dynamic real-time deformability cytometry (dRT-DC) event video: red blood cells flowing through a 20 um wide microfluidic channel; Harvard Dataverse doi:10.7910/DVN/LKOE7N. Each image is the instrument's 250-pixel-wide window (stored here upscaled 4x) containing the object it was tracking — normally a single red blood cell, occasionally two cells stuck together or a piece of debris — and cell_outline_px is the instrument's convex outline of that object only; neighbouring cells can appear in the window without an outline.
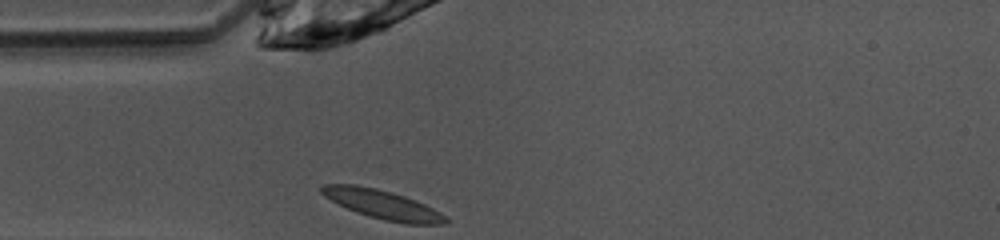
{"species": "common noctule bat (a hibernating species)", "species_latin": "Nyctalus noctula", "temperature_condition": "warm", "stored_images_in_passage": 27, "camera_frame_rate_fps": 3000, "um_per_image_px": 0.085, "animal": {"sex": "female", "body_mass_g": 10.0, "forearm_length_mm": 53.1}, "frame": {"image": 1, "passage_image": 1, "time_ms": 0.0, "image_size_px": [1000, 240], "cell_outline_px": [[448, 220], [444, 224], [404, 224], [384, 220], [368, 216], [356, 212], [324, 196], [320, 192], [320, 188], [324, 184], [356, 184], [376, 188], [392, 192], [416, 200], [440, 212]], "centroid_in_image_um": [32.5, 17.37], "position_along_channel_um": 52.5, "area_um2": 20.81}}
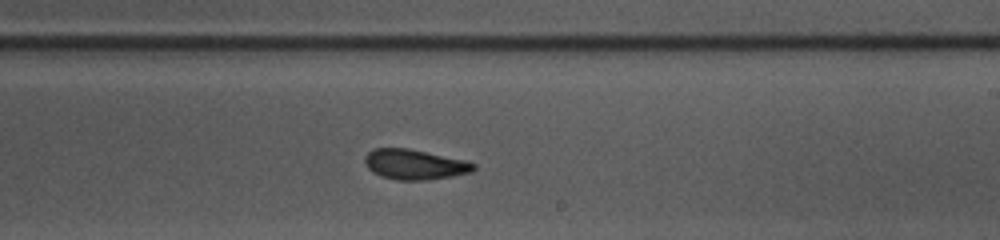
{"frame": {"image": 2, "passage_image": 16, "time_ms": 5.0, "image_size_px": [1000, 240], "cell_outline_px": [[476, 168], [472, 172], [452, 176], [428, 180], [396, 180], [372, 172], [368, 168], [364, 160], [364, 156], [372, 148], [408, 148], [464, 160], [476, 164]], "centroid_in_image_um": [35.24, 13.97], "position_along_channel_um": 253.8, "area_um2": 19.07}}
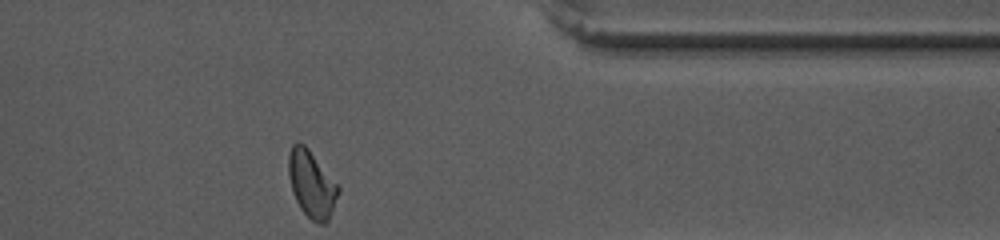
{"frame": {"image": 3, "passage_image": 27, "time_ms": 8.667, "image_size_px": [1000, 240], "cell_outline_px": [[340, 192], [332, 212], [328, 220], [324, 224], [320, 224], [312, 220], [300, 208], [292, 192], [288, 176], [288, 156], [292, 144], [296, 140], [300, 140], [308, 148], [340, 188]], "centroid_in_image_um": [26.47, 15.63], "position_along_channel_um": 384.9, "area_um2": 19.42}, "authors_computed_cell_mechanics": {"area_um2": 19.1896, "velocity_mm_per_s": 4.0677, "shape_relaxation_time_tau1_ms": 3.1173, "shape_relaxation_time_tau2_ms": 1.4601, "deformation_change_tau1": 0.1206, "deformation_change_tau2": 0.083}}